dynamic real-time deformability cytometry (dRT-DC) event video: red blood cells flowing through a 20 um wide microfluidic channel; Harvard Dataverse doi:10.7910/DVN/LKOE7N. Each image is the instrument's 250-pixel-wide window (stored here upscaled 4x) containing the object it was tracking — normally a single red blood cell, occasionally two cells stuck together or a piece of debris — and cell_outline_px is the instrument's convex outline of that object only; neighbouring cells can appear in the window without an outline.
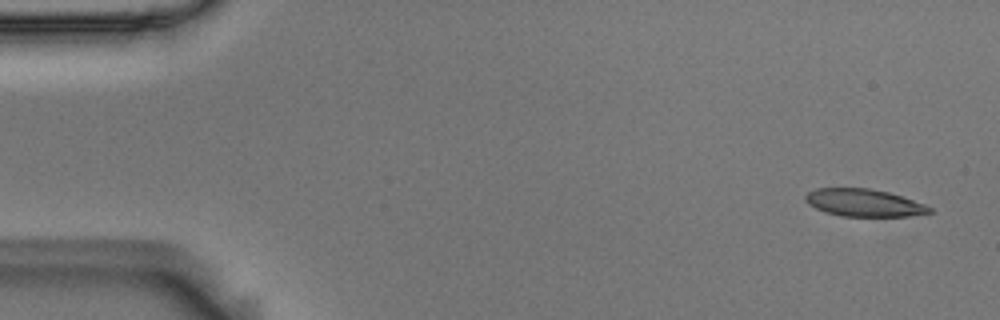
{"species": "Egyptian fruit bat (a non-hibernating species)", "species_latin": "Rousettus aegyptiacus", "temperature_condition": "room temperature", "stored_images_in_passage": 10, "camera_frame_rate_fps": 3000, "um_per_image_px": 0.085, "animal": {"sex": "male"}, "frame": {"image": 1, "passage_image": 1, "time_ms": 0.0, "image_size_px": [1000, 320], "cell_outline_px": [[932, 212], [908, 216], [840, 216], [824, 212], [808, 204], [804, 200], [804, 196], [808, 192], [816, 188], [868, 188], [888, 192], [924, 204], [932, 208]], "centroid_in_image_um": [73.38, 17.23], "position_along_channel_um": 11.6, "area_um2": 19.77}}